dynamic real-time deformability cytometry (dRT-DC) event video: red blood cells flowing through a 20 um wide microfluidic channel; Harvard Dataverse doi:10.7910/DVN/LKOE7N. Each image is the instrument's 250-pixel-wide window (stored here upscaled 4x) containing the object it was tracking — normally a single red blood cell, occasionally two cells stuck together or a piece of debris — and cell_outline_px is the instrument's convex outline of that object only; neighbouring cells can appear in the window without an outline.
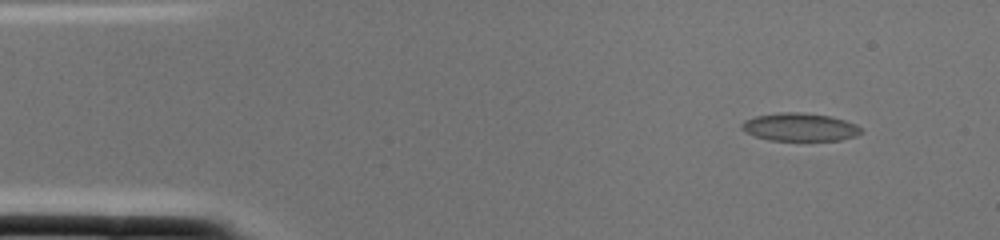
{"species": "common noctule bat (a hibernating species)", "species_latin": "Nyctalus noctula", "temperature_condition": "cold", "stored_images_in_passage": 1, "camera_frame_rate_fps": 3000, "um_per_image_px": 0.085, "animal": {"sex": "female", "body_mass_g": 22.0, "forearm_length_mm": 56.7}, "frame": {"image": 1, "passage_image": 1, "time_ms": 0.0, "image_size_px": [1000, 240], "cell_outline_px": [[864, 132], [856, 136], [840, 140], [768, 140], [756, 136], [740, 128], [740, 124], [744, 120], [756, 116], [780, 112], [804, 112], [832, 116], [856, 124]], "centroid_in_image_um": [68.0, 10.79], "position_along_channel_um": 17.0, "area_um2": 19.54}}